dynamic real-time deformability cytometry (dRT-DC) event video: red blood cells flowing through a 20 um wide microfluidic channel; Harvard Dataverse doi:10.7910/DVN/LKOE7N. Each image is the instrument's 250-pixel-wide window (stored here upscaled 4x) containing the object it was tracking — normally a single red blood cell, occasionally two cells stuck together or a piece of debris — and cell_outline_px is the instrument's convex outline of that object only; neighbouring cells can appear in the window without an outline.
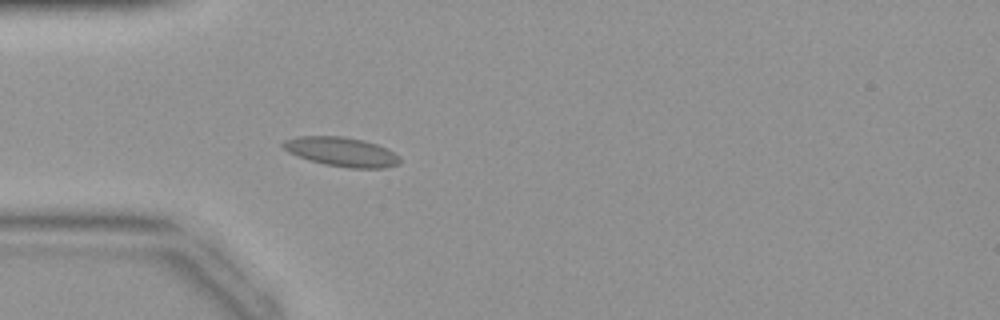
{"species": "common noctule bat (a hibernating species)", "species_latin": "Nyctalus noctula", "temperature_condition": "warm", "stored_images_in_passage": 32, "camera_frame_rate_fps": 3000, "um_per_image_px": 0.085, "animal": {"sex": "female", "body_mass_g": 19.9}, "frame": {"image": 1, "passage_image": 1, "time_ms": 0.0, "image_size_px": [1000, 320], "cell_outline_px": [[400, 164], [384, 168], [348, 168], [324, 164], [288, 152], [280, 144], [284, 140], [296, 136], [344, 136], [364, 140], [388, 148], [400, 156]], "centroid_in_image_um": [29.06, 12.89], "position_along_channel_um": 55.9, "area_um2": 20.0}}
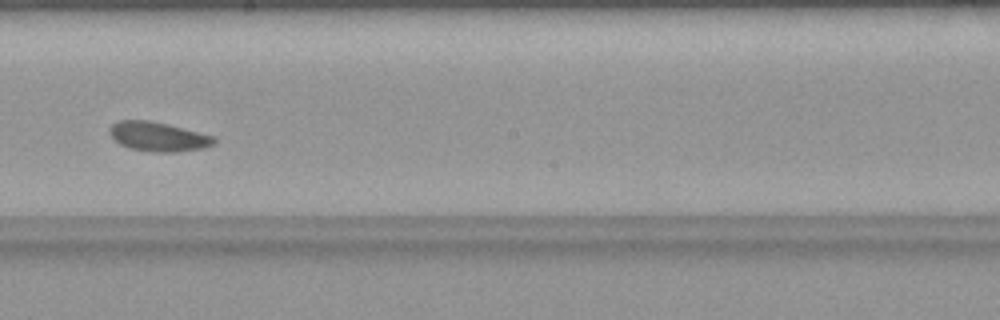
{"frame": {"image": 2, "passage_image": 13, "time_ms": 4.0, "image_size_px": [1000, 320], "cell_outline_px": [[216, 140], [212, 144], [204, 148], [176, 152], [152, 152], [128, 148], [120, 144], [108, 132], [108, 128], [112, 124], [120, 120], [148, 120], [168, 124], [216, 136]], "centroid_in_image_um": [13.45, 11.61], "position_along_channel_um": 234.8, "area_um2": 17.98}}
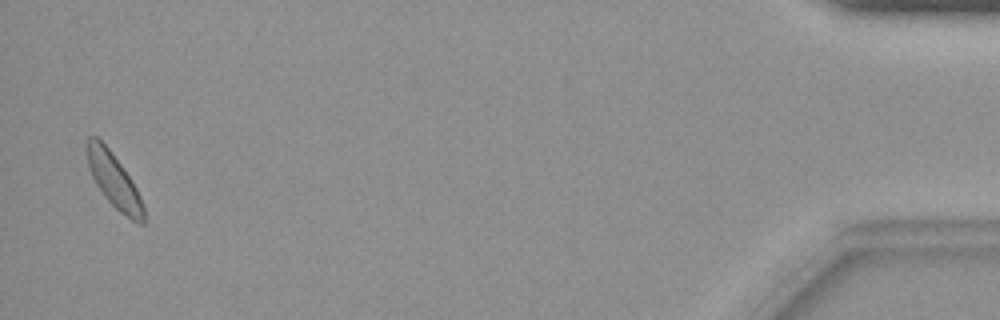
{"frame": {"image": 3, "passage_image": 31, "time_ms": 10.0, "image_size_px": [1000, 320], "cell_outline_px": [[144, 224], [140, 224], [132, 220], [120, 212], [104, 196], [96, 184], [88, 168], [84, 148], [84, 144], [88, 136], [96, 136], [108, 148], [120, 164], [136, 188], [140, 196], [144, 208]], "centroid_in_image_um": [9.63, 15.3], "position_along_channel_um": 425.6, "area_um2": 17.86}}